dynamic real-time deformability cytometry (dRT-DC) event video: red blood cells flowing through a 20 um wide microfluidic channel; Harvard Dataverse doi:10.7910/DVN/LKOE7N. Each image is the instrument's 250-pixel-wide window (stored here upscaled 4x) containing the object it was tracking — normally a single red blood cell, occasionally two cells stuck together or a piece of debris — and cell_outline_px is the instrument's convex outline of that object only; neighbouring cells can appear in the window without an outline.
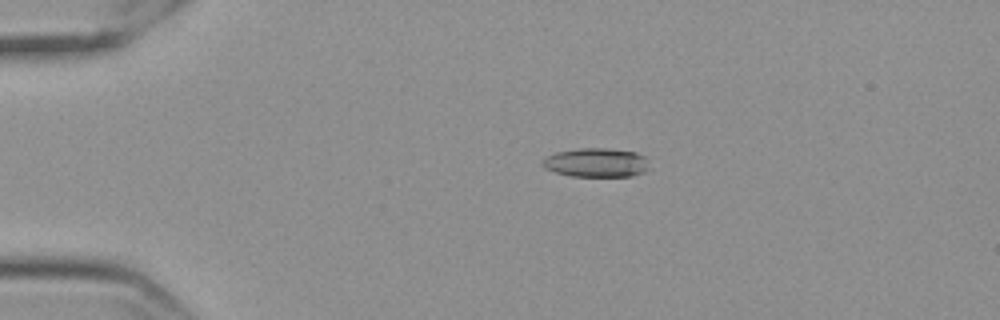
{"species": "Egyptian fruit bat (a non-hibernating species)", "species_latin": "Rousettus aegyptiacus", "temperature_condition": "cold", "stored_images_in_passage": 48, "camera_frame_rate_fps": 3000, "um_per_image_px": 0.085, "frame": {"image": 1, "passage_image": 3, "time_ms": 0.667, "image_size_px": [1000, 320], "cell_outline_px": [[648, 168], [644, 172], [632, 176], [572, 176], [556, 172], [544, 168], [540, 164], [540, 160], [556, 152], [580, 148], [604, 148], [636, 152], [644, 156]], "centroid_in_image_um": [50.64, 13.82], "position_along_channel_um": 34.4, "area_um2": 17.98}}
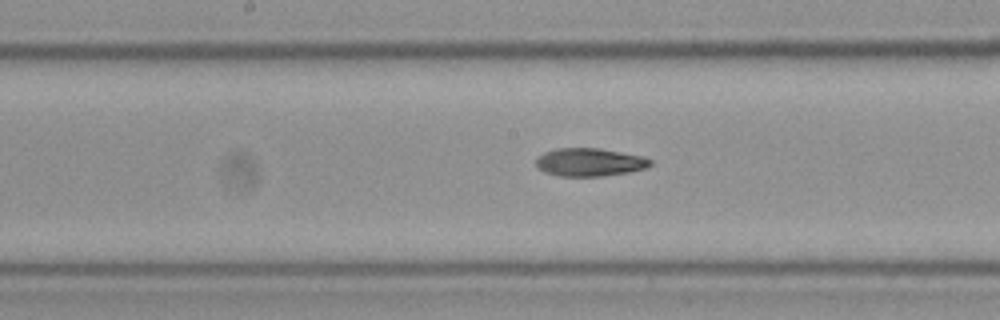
{"frame": {"image": 2, "passage_image": 21, "time_ms": 6.667, "image_size_px": [1000, 320], "cell_outline_px": [[652, 164], [644, 168], [628, 172], [600, 176], [560, 176], [544, 172], [536, 164], [536, 160], [544, 152], [556, 148], [600, 148], [644, 156], [652, 160]], "centroid_in_image_um": [50.13, 13.77], "position_along_channel_um": 198.1, "area_um2": 18.61}}
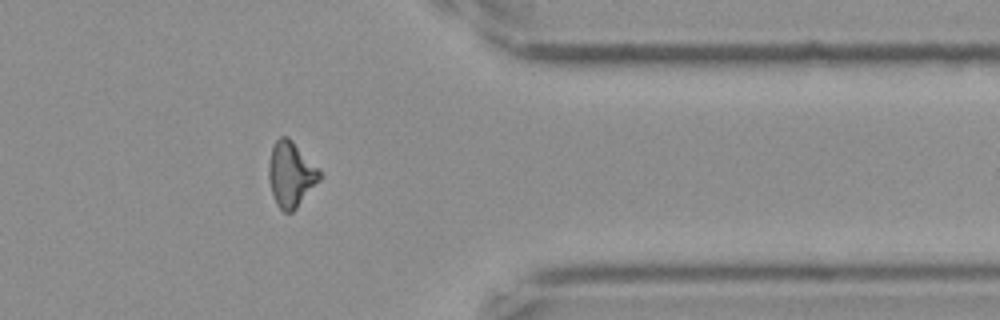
{"frame": {"image": 3, "passage_image": 38, "time_ms": 12.333, "image_size_px": [1000, 320], "cell_outline_px": [[324, 176], [296, 208], [292, 212], [284, 212], [276, 204], [272, 192], [268, 176], [268, 164], [272, 148], [276, 140], [280, 136], [288, 136], [292, 140]], "centroid_in_image_um": [24.72, 14.82], "position_along_channel_um": 386.7, "area_um2": 19.19}, "authors_computed_cell_mechanics": {"area_um2": 18.6694, "velocity_mm_per_s": 3.5386, "shape_relaxation_time_tau1_ms": 8.224, "shape_relaxation_time_tau2_ms": 7.7837, "deformation_change_tau1": 0.2136, "deformation_change_tau2": 0.1738}}